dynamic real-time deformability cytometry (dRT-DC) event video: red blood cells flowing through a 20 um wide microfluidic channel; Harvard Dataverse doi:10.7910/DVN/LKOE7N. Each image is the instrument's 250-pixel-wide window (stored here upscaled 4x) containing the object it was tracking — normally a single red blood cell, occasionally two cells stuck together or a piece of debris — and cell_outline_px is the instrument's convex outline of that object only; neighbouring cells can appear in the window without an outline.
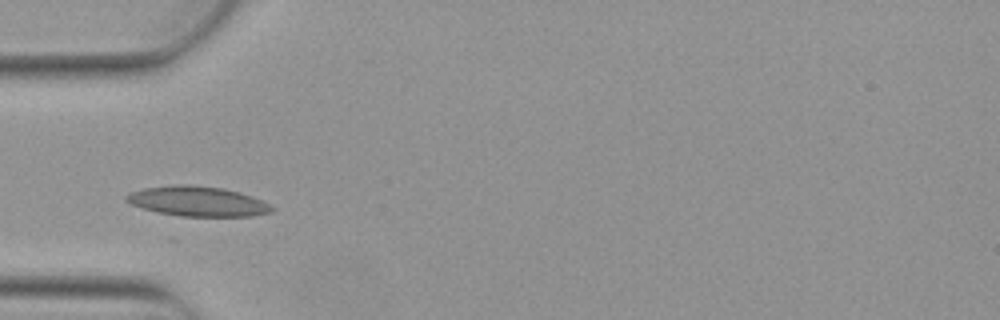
{"species": "Egyptian fruit bat (a non-hibernating species)", "species_latin": "Rousettus aegyptiacus", "temperature_condition": "warm", "stored_images_in_passage": 7, "camera_frame_rate_fps": 3000, "um_per_image_px": 0.085, "animal": {"sex": "female"}, "frame": {"image": 1, "passage_image": 4, "time_ms": 1.0, "image_size_px": [1000, 320], "cell_outline_px": [[276, 208], [272, 212], [252, 216], [180, 216], [156, 212], [128, 204], [124, 200], [124, 196], [132, 192], [144, 188], [176, 184], [192, 184], [224, 188], [240, 192], [252, 196]], "centroid_in_image_um": [16.77, 17.11], "position_along_channel_um": 68.2, "area_um2": 25.61}}
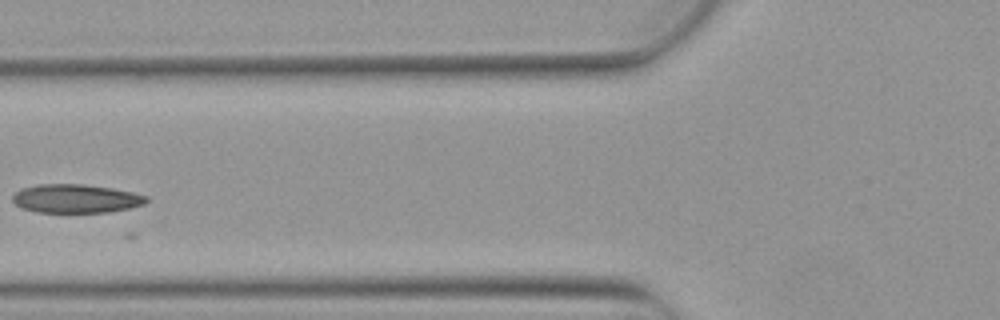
{"frame": {"image": 2, "passage_image": 5, "time_ms": 1.333, "image_size_px": [1000, 320], "cell_outline_px": [[148, 200], [144, 204], [112, 212], [36, 212], [20, 208], [12, 200], [12, 196], [20, 188], [36, 184], [84, 184], [112, 188], [132, 192], [148, 196]], "centroid_in_image_um": [6.42, 16.87], "position_along_channel_um": 119.4, "area_um2": 22.48}}
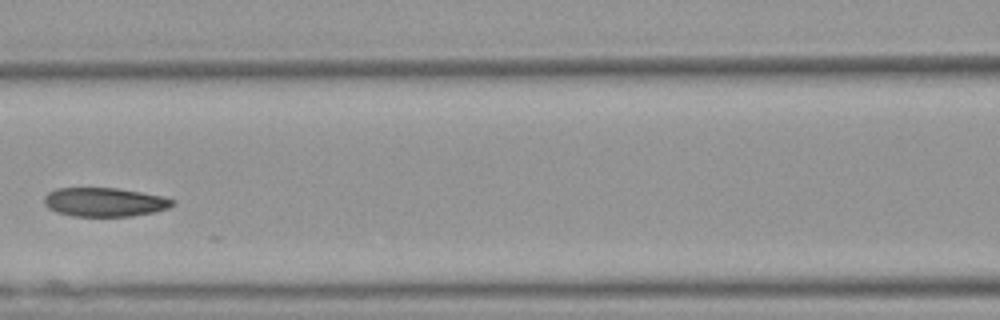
{"frame": {"image": 3, "passage_image": 6, "time_ms": 1.667, "image_size_px": [1000, 320], "cell_outline_px": [[176, 204], [168, 208], [156, 212], [132, 216], [72, 216], [56, 212], [48, 208], [44, 204], [44, 196], [48, 192], [56, 188], [116, 188], [140, 192], [160, 196], [176, 200]], "centroid_in_image_um": [8.88, 17.18], "position_along_channel_um": 157.7, "area_um2": 21.73}}